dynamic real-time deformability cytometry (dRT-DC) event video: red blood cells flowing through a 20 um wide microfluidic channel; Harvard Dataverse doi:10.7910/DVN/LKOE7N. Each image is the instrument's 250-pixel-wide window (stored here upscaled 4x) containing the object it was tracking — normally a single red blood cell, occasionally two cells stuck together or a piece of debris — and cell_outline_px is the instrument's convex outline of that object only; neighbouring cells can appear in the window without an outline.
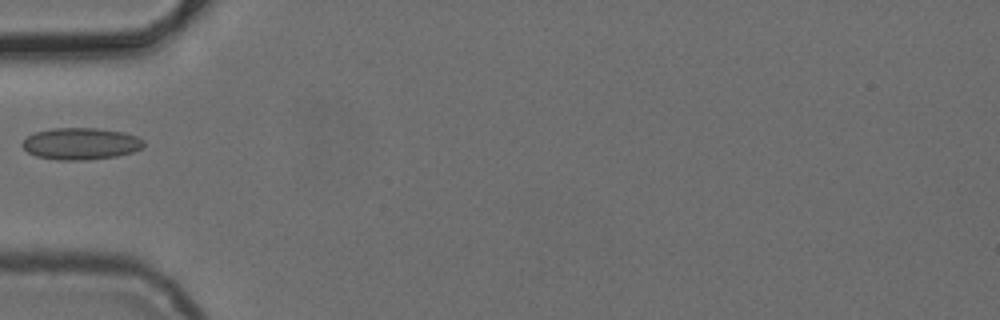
{"species": "common noctule bat (a hibernating species)", "species_latin": "Nyctalus noctula", "temperature_condition": "cold", "stored_images_in_passage": 5, "camera_frame_rate_fps": 3000, "um_per_image_px": 0.085, "animal": {"sex": "female", "body_mass_g": 24.6, "forearm_length_mm": 56.2}, "frame": {"image": 1, "passage_image": 5, "time_ms": 4.667, "image_size_px": [1000, 320], "cell_outline_px": [[144, 148], [132, 152], [116, 156], [88, 160], [56, 160], [36, 156], [28, 152], [20, 144], [28, 136], [36, 132], [52, 128], [96, 128], [124, 132], [136, 136], [144, 140]], "centroid_in_image_um": [6.88, 12.22], "position_along_channel_um": 78.1, "area_um2": 22.6}}